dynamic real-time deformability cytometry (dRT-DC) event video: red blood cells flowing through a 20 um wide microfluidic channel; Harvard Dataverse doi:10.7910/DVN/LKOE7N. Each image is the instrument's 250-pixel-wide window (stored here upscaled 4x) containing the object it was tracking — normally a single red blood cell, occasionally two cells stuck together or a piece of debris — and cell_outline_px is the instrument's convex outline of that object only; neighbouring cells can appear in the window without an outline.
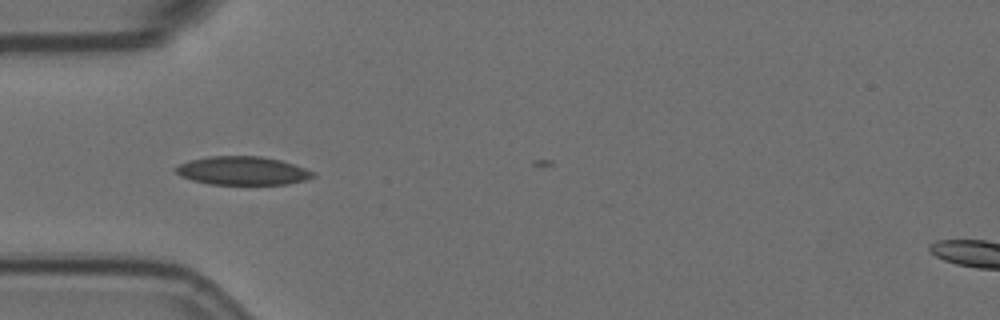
{"species": "Egyptian fruit bat (a non-hibernating species)", "species_latin": "Rousettus aegyptiacus", "temperature_condition": "room temperature", "stored_images_in_passage": 2, "camera_frame_rate_fps": 3000, "um_per_image_px": 0.085, "animal": {"sex": "female"}, "frame": {"image": 1, "passage_image": 1, "time_ms": 0.0, "image_size_px": [1000, 320], "cell_outline_px": [[316, 176], [304, 180], [288, 184], [208, 184], [192, 180], [180, 176], [172, 168], [188, 160], [208, 156], [260, 156], [280, 160], [316, 172]], "centroid_in_image_um": [20.58, 14.51], "position_along_channel_um": 64.4, "area_um2": 22.83}}